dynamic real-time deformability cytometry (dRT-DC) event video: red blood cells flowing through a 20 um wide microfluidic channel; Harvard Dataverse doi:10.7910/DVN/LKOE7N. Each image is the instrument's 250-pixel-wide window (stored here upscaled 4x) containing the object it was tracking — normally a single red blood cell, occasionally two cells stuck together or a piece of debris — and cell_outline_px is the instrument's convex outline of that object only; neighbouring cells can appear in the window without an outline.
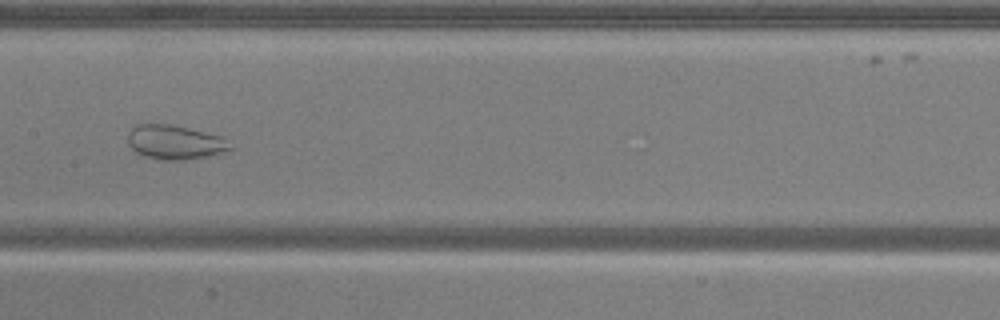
{"species": "common noctule bat (a hibernating species)", "species_latin": "Nyctalus noctula", "temperature_condition": "warm", "stored_images_in_passage": 53, "camera_frame_rate_fps": 3000, "um_per_image_px": 0.085, "animal": {"sex": "male", "body_mass_g": 20.5, "forearm_length_mm": 52.5}, "frame": {"image": 1, "passage_image": 27, "time_ms": 8.667, "image_size_px": [1000, 320], "cell_outline_px": [[232, 148], [208, 156], [184, 160], [160, 160], [144, 156], [136, 152], [128, 144], [128, 132], [136, 124], [168, 124], [188, 128], [224, 136]], "centroid_in_image_um": [14.84, 12.09], "position_along_channel_um": 192.6, "area_um2": 20.4}}
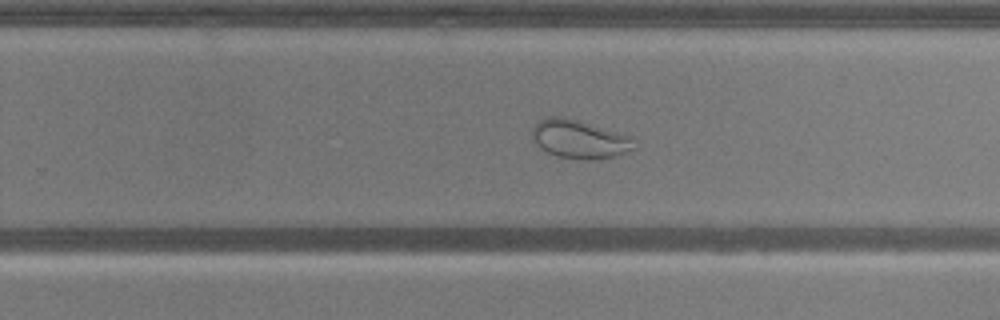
{"frame": {"image": 2, "passage_image": 34, "time_ms": 11.0, "image_size_px": [1000, 320], "cell_outline_px": [[636, 148], [616, 156], [588, 160], [556, 156], [544, 152], [532, 140], [532, 128], [540, 120], [548, 116], [564, 116], [632, 136]], "centroid_in_image_um": [49.23, 11.83], "position_along_channel_um": 280.6, "area_um2": 23.06}}
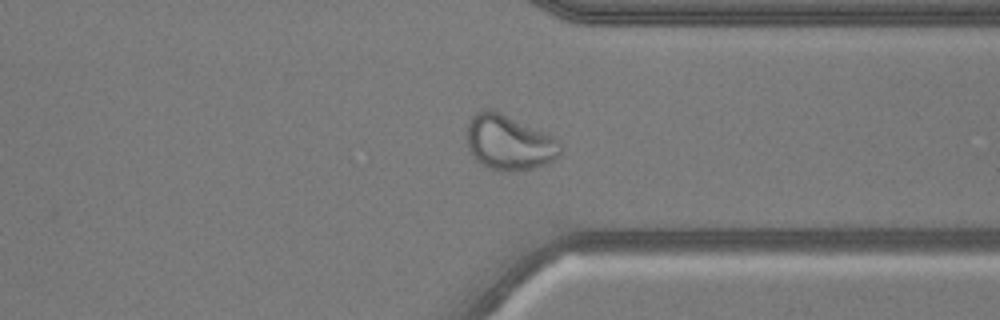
{"frame": {"image": 3, "passage_image": 41, "time_ms": 13.333, "image_size_px": [1000, 320], "cell_outline_px": [[564, 148], [560, 156], [544, 164], [532, 168], [508, 172], [504, 172], [488, 168], [480, 164], [468, 152], [464, 136], [468, 124], [472, 116], [476, 112], [484, 108], [488, 108], [500, 112], [548, 132], [560, 140]], "centroid_in_image_um": [43.26, 12.1], "position_along_channel_um": 368.1, "area_um2": 31.04}}